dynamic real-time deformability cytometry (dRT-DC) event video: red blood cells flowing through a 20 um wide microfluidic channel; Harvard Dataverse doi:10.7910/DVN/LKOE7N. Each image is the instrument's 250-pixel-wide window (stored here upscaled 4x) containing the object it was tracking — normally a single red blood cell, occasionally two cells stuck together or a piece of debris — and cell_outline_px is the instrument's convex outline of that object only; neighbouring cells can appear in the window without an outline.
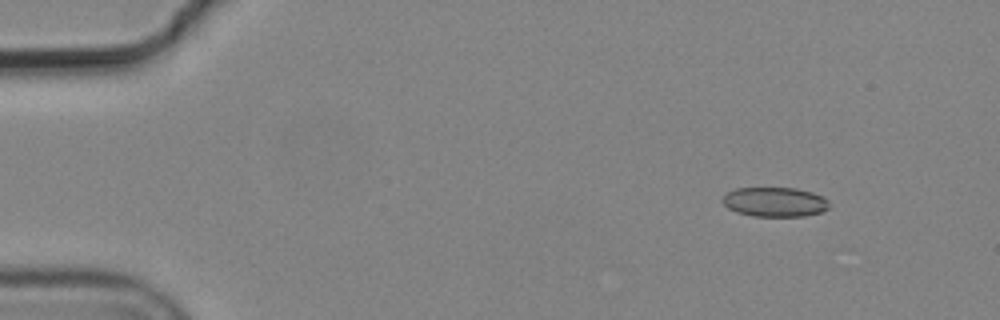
{"species": "common noctule bat (a hibernating species)", "species_latin": "Nyctalus noctula", "temperature_condition": "cold", "stored_images_in_passage": 6, "camera_frame_rate_fps": 3000, "um_per_image_px": 0.085, "animal": {"sex": "male", "body_mass_g": 19.2, "forearm_length_mm": 51.8}, "frame": {"image": 1, "passage_image": 2, "time_ms": 0.333, "image_size_px": [1000, 320], "cell_outline_px": [[828, 208], [824, 212], [804, 216], [752, 216], [736, 212], [728, 208], [720, 200], [728, 192], [736, 188], [796, 188], [812, 192], [824, 196], [828, 200]], "centroid_in_image_um": [65.87, 17.17], "position_along_channel_um": 19.1, "area_um2": 18.5}}
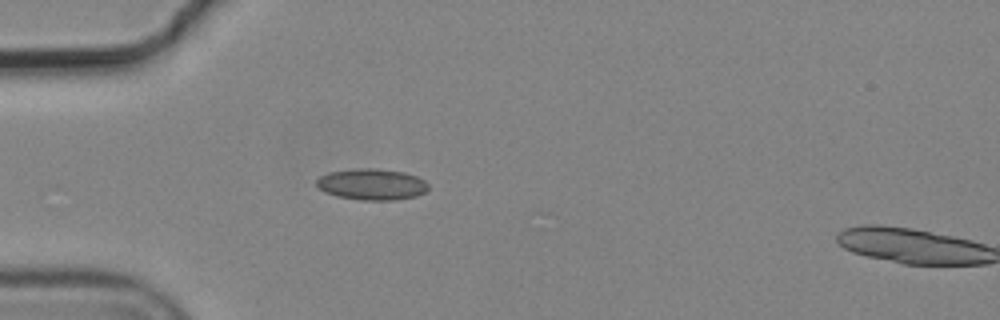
{"frame": {"image": 2, "passage_image": 5, "time_ms": 1.333, "image_size_px": [1000, 320], "cell_outline_px": [[428, 188], [424, 192], [416, 196], [396, 200], [360, 200], [336, 196], [324, 192], [316, 184], [316, 180], [320, 176], [328, 172], [356, 168], [376, 168], [404, 172], [416, 176], [424, 180], [428, 184]], "centroid_in_image_um": [31.59, 15.66], "position_along_channel_um": 53.4, "area_um2": 20.46}}